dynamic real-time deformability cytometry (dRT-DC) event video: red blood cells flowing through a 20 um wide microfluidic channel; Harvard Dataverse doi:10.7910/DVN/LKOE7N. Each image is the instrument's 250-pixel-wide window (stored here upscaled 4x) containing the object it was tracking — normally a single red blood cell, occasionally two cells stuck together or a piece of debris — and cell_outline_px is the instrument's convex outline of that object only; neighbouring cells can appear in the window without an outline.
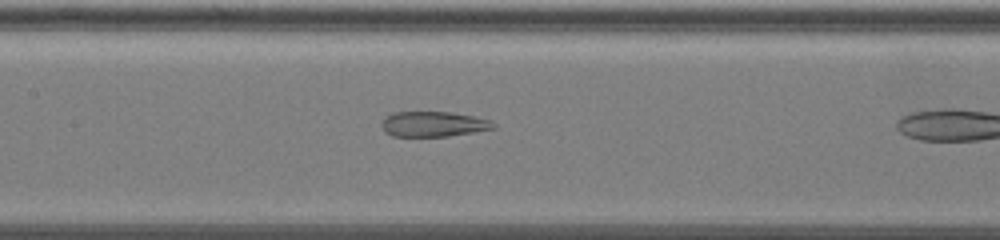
{"species": "common noctule bat (a hibernating species)", "species_latin": "Nyctalus noctula", "temperature_condition": "warm", "stored_images_in_passage": 18, "camera_frame_rate_fps": 3000, "um_per_image_px": 0.085, "animal": {"sex": "female", "body_mass_g": 19.5, "forearm_length_mm": 54.1}, "frame": {"image": 1, "passage_image": 13, "time_ms": 4.0, "image_size_px": [1000, 240], "cell_outline_px": [[496, 128], [448, 136], [392, 136], [384, 132], [380, 124], [392, 112], [452, 112], [492, 120], [496, 124]], "centroid_in_image_um": [36.84, 10.55], "position_along_channel_um": 170.6, "area_um2": 16.42}}
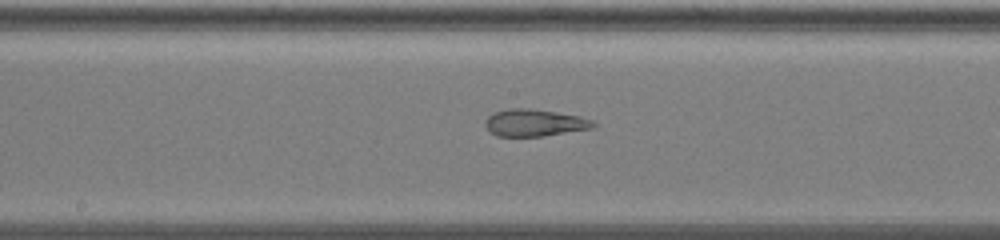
{"frame": {"image": 2, "passage_image": 16, "time_ms": 5.0, "image_size_px": [1000, 240], "cell_outline_px": [[596, 124], [592, 128], [544, 136], [496, 136], [488, 132], [484, 124], [488, 116], [496, 112], [508, 108], [528, 108], [556, 112], [580, 116], [592, 120]], "centroid_in_image_um": [45.4, 10.44], "position_along_channel_um": 202.8, "area_um2": 17.05}}